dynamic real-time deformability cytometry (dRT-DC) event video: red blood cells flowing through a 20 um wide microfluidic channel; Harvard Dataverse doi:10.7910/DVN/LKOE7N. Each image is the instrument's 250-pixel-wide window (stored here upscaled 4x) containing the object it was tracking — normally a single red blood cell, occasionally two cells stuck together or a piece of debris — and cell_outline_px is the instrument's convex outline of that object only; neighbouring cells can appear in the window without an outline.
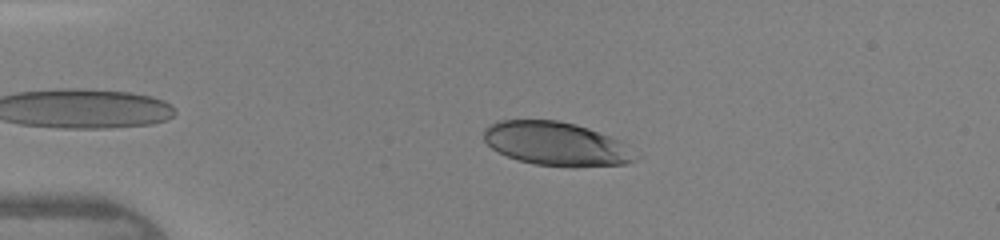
{"species": "human", "species_latin": "Homo sapiens", "temperature_condition": "warm", "stored_images_in_passage": 35, "camera_frame_rate_fps": 3000, "um_per_image_px": 0.085, "donor": {"sex": "female"}, "frame": {"image": 1, "passage_image": 6, "time_ms": 1.667, "image_size_px": [1000, 240], "cell_outline_px": [[644, 156], [636, 160], [624, 164], [576, 168], [536, 164], [516, 160], [492, 148], [484, 140], [484, 128], [500, 120], [556, 120], [576, 124], [588, 128], [620, 140], [628, 144]], "centroid_in_image_um": [47.39, 12.25], "position_along_channel_um": 37.6, "area_um2": 39.19}}
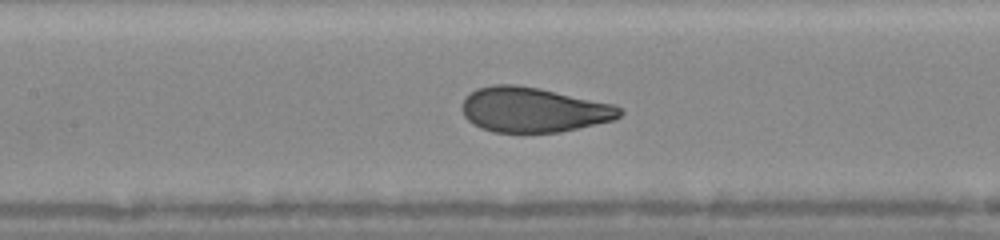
{"frame": {"image": 2, "passage_image": 17, "time_ms": 5.333, "image_size_px": [1000, 240], "cell_outline_px": [[624, 112], [620, 116], [612, 120], [560, 132], [492, 132], [480, 128], [472, 124], [464, 116], [460, 108], [464, 96], [476, 88], [492, 84], [516, 84], [540, 88], [612, 104], [620, 108]], "centroid_in_image_um": [45.26, 9.32], "position_along_channel_um": 162.1, "area_um2": 41.44}}
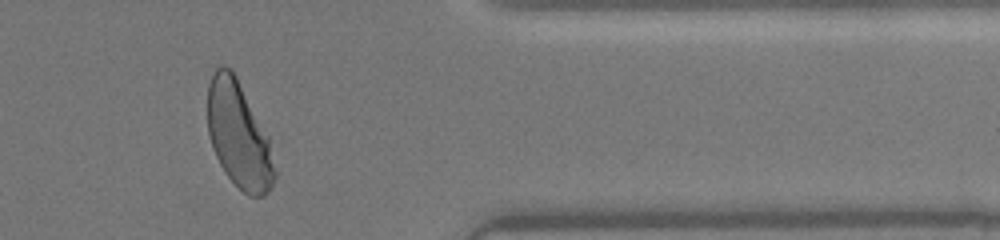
{"frame": {"image": 3, "passage_image": 33, "time_ms": 10.667, "image_size_px": [1000, 240], "cell_outline_px": [[276, 176], [268, 192], [264, 196], [248, 196], [224, 172], [212, 148], [208, 132], [208, 84], [216, 68], [224, 64], [236, 76], [268, 136], [276, 172]], "centroid_in_image_um": [20.29, 11.49], "position_along_channel_um": 391.1, "area_um2": 41.04}}